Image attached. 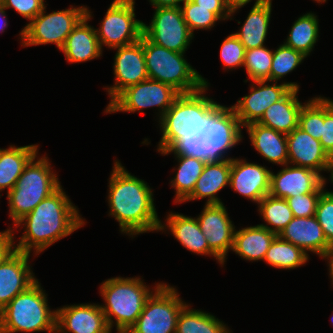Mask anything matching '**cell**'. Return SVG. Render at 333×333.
Returning <instances> with one entry per match:
<instances>
[{"instance_id":"obj_24","label":"cell","mask_w":333,"mask_h":333,"mask_svg":"<svg viewBox=\"0 0 333 333\" xmlns=\"http://www.w3.org/2000/svg\"><path fill=\"white\" fill-rule=\"evenodd\" d=\"M166 220V225L160 223L159 231L168 229L175 239L190 252L213 256L220 264L224 265V262L209 248L197 218L170 212Z\"/></svg>"},{"instance_id":"obj_26","label":"cell","mask_w":333,"mask_h":333,"mask_svg":"<svg viewBox=\"0 0 333 333\" xmlns=\"http://www.w3.org/2000/svg\"><path fill=\"white\" fill-rule=\"evenodd\" d=\"M247 128L250 141L255 150L272 164H288V150L286 134L257 122L243 127Z\"/></svg>"},{"instance_id":"obj_49","label":"cell","mask_w":333,"mask_h":333,"mask_svg":"<svg viewBox=\"0 0 333 333\" xmlns=\"http://www.w3.org/2000/svg\"><path fill=\"white\" fill-rule=\"evenodd\" d=\"M323 259H327V263L329 264V275L331 276V281L333 284V244H331L329 246V248L327 249L326 253L321 257Z\"/></svg>"},{"instance_id":"obj_2","label":"cell","mask_w":333,"mask_h":333,"mask_svg":"<svg viewBox=\"0 0 333 333\" xmlns=\"http://www.w3.org/2000/svg\"><path fill=\"white\" fill-rule=\"evenodd\" d=\"M84 224L79 210L60 186L15 224V227H25L16 250L31 254L33 248L38 255Z\"/></svg>"},{"instance_id":"obj_16","label":"cell","mask_w":333,"mask_h":333,"mask_svg":"<svg viewBox=\"0 0 333 333\" xmlns=\"http://www.w3.org/2000/svg\"><path fill=\"white\" fill-rule=\"evenodd\" d=\"M209 248L223 261L232 250L235 226L230 220L224 204H206L196 217Z\"/></svg>"},{"instance_id":"obj_35","label":"cell","mask_w":333,"mask_h":333,"mask_svg":"<svg viewBox=\"0 0 333 333\" xmlns=\"http://www.w3.org/2000/svg\"><path fill=\"white\" fill-rule=\"evenodd\" d=\"M258 205L262 219L268 224L259 225L276 235H279L294 218L286 199L268 194L258 202Z\"/></svg>"},{"instance_id":"obj_50","label":"cell","mask_w":333,"mask_h":333,"mask_svg":"<svg viewBox=\"0 0 333 333\" xmlns=\"http://www.w3.org/2000/svg\"><path fill=\"white\" fill-rule=\"evenodd\" d=\"M5 10L6 9L3 6L0 7V22H2L0 25V31L2 32H4L5 28L8 26Z\"/></svg>"},{"instance_id":"obj_41","label":"cell","mask_w":333,"mask_h":333,"mask_svg":"<svg viewBox=\"0 0 333 333\" xmlns=\"http://www.w3.org/2000/svg\"><path fill=\"white\" fill-rule=\"evenodd\" d=\"M315 216L321 225L324 235L333 244V192L325 191L321 194Z\"/></svg>"},{"instance_id":"obj_53","label":"cell","mask_w":333,"mask_h":333,"mask_svg":"<svg viewBox=\"0 0 333 333\" xmlns=\"http://www.w3.org/2000/svg\"><path fill=\"white\" fill-rule=\"evenodd\" d=\"M4 0H0V7L3 6Z\"/></svg>"},{"instance_id":"obj_46","label":"cell","mask_w":333,"mask_h":333,"mask_svg":"<svg viewBox=\"0 0 333 333\" xmlns=\"http://www.w3.org/2000/svg\"><path fill=\"white\" fill-rule=\"evenodd\" d=\"M194 3L204 8H212V12L220 19L227 20L231 12L226 7L224 0H192Z\"/></svg>"},{"instance_id":"obj_17","label":"cell","mask_w":333,"mask_h":333,"mask_svg":"<svg viewBox=\"0 0 333 333\" xmlns=\"http://www.w3.org/2000/svg\"><path fill=\"white\" fill-rule=\"evenodd\" d=\"M325 185L326 180L318 172L288 163L277 174L271 171L269 194L287 199L299 194L324 192Z\"/></svg>"},{"instance_id":"obj_31","label":"cell","mask_w":333,"mask_h":333,"mask_svg":"<svg viewBox=\"0 0 333 333\" xmlns=\"http://www.w3.org/2000/svg\"><path fill=\"white\" fill-rule=\"evenodd\" d=\"M178 160L176 175L172 178L171 187L174 188V203H183V201L192 193L196 182L204 170L207 162L191 156L174 154Z\"/></svg>"},{"instance_id":"obj_32","label":"cell","mask_w":333,"mask_h":333,"mask_svg":"<svg viewBox=\"0 0 333 333\" xmlns=\"http://www.w3.org/2000/svg\"><path fill=\"white\" fill-rule=\"evenodd\" d=\"M230 330L214 315L186 304L178 315L176 333H228Z\"/></svg>"},{"instance_id":"obj_20","label":"cell","mask_w":333,"mask_h":333,"mask_svg":"<svg viewBox=\"0 0 333 333\" xmlns=\"http://www.w3.org/2000/svg\"><path fill=\"white\" fill-rule=\"evenodd\" d=\"M270 173L265 166L231 159L229 186L252 202H258L270 192Z\"/></svg>"},{"instance_id":"obj_8","label":"cell","mask_w":333,"mask_h":333,"mask_svg":"<svg viewBox=\"0 0 333 333\" xmlns=\"http://www.w3.org/2000/svg\"><path fill=\"white\" fill-rule=\"evenodd\" d=\"M146 69L151 80L172 86L181 93H192L203 86H209L184 58L185 53H178L158 46L142 35Z\"/></svg>"},{"instance_id":"obj_48","label":"cell","mask_w":333,"mask_h":333,"mask_svg":"<svg viewBox=\"0 0 333 333\" xmlns=\"http://www.w3.org/2000/svg\"><path fill=\"white\" fill-rule=\"evenodd\" d=\"M186 0H149L151 5L154 8H166V7H175V8H181L182 4Z\"/></svg>"},{"instance_id":"obj_39","label":"cell","mask_w":333,"mask_h":333,"mask_svg":"<svg viewBox=\"0 0 333 333\" xmlns=\"http://www.w3.org/2000/svg\"><path fill=\"white\" fill-rule=\"evenodd\" d=\"M184 20L190 32L194 35V30L211 29L220 19L212 12V8L200 7L192 0H186L181 6Z\"/></svg>"},{"instance_id":"obj_3","label":"cell","mask_w":333,"mask_h":333,"mask_svg":"<svg viewBox=\"0 0 333 333\" xmlns=\"http://www.w3.org/2000/svg\"><path fill=\"white\" fill-rule=\"evenodd\" d=\"M241 128L233 108L220 105L203 127L180 139L168 151L161 154L191 156L205 162L226 159L225 154L228 150L243 138Z\"/></svg>"},{"instance_id":"obj_27","label":"cell","mask_w":333,"mask_h":333,"mask_svg":"<svg viewBox=\"0 0 333 333\" xmlns=\"http://www.w3.org/2000/svg\"><path fill=\"white\" fill-rule=\"evenodd\" d=\"M298 91L291 89L281 100L273 103L257 123L286 135L296 129L304 105L298 100Z\"/></svg>"},{"instance_id":"obj_5","label":"cell","mask_w":333,"mask_h":333,"mask_svg":"<svg viewBox=\"0 0 333 333\" xmlns=\"http://www.w3.org/2000/svg\"><path fill=\"white\" fill-rule=\"evenodd\" d=\"M38 279L0 311V333H56L57 310H51Z\"/></svg>"},{"instance_id":"obj_28","label":"cell","mask_w":333,"mask_h":333,"mask_svg":"<svg viewBox=\"0 0 333 333\" xmlns=\"http://www.w3.org/2000/svg\"><path fill=\"white\" fill-rule=\"evenodd\" d=\"M276 236L260 225L235 229L232 251L248 261L264 260Z\"/></svg>"},{"instance_id":"obj_6","label":"cell","mask_w":333,"mask_h":333,"mask_svg":"<svg viewBox=\"0 0 333 333\" xmlns=\"http://www.w3.org/2000/svg\"><path fill=\"white\" fill-rule=\"evenodd\" d=\"M152 292L140 277L119 276L102 282L100 294L105 304L100 307L110 329L112 330L115 324L118 333H127L136 323Z\"/></svg>"},{"instance_id":"obj_29","label":"cell","mask_w":333,"mask_h":333,"mask_svg":"<svg viewBox=\"0 0 333 333\" xmlns=\"http://www.w3.org/2000/svg\"><path fill=\"white\" fill-rule=\"evenodd\" d=\"M272 12V0L254 4L239 32L234 33L246 50L264 46Z\"/></svg>"},{"instance_id":"obj_52","label":"cell","mask_w":333,"mask_h":333,"mask_svg":"<svg viewBox=\"0 0 333 333\" xmlns=\"http://www.w3.org/2000/svg\"><path fill=\"white\" fill-rule=\"evenodd\" d=\"M314 1H316L317 3L326 2V0H314Z\"/></svg>"},{"instance_id":"obj_18","label":"cell","mask_w":333,"mask_h":333,"mask_svg":"<svg viewBox=\"0 0 333 333\" xmlns=\"http://www.w3.org/2000/svg\"><path fill=\"white\" fill-rule=\"evenodd\" d=\"M56 310V333H111L99 304L66 305Z\"/></svg>"},{"instance_id":"obj_45","label":"cell","mask_w":333,"mask_h":333,"mask_svg":"<svg viewBox=\"0 0 333 333\" xmlns=\"http://www.w3.org/2000/svg\"><path fill=\"white\" fill-rule=\"evenodd\" d=\"M13 238L14 230L11 227L0 232V265L17 251Z\"/></svg>"},{"instance_id":"obj_36","label":"cell","mask_w":333,"mask_h":333,"mask_svg":"<svg viewBox=\"0 0 333 333\" xmlns=\"http://www.w3.org/2000/svg\"><path fill=\"white\" fill-rule=\"evenodd\" d=\"M324 124V97H314L304 103L299 115L298 127L320 140Z\"/></svg>"},{"instance_id":"obj_10","label":"cell","mask_w":333,"mask_h":333,"mask_svg":"<svg viewBox=\"0 0 333 333\" xmlns=\"http://www.w3.org/2000/svg\"><path fill=\"white\" fill-rule=\"evenodd\" d=\"M86 7L84 5L70 6L68 9L46 14L45 5L44 9L19 33L22 46L51 43L61 50L68 35L86 15Z\"/></svg>"},{"instance_id":"obj_15","label":"cell","mask_w":333,"mask_h":333,"mask_svg":"<svg viewBox=\"0 0 333 333\" xmlns=\"http://www.w3.org/2000/svg\"><path fill=\"white\" fill-rule=\"evenodd\" d=\"M114 49L117 50L113 65L115 84L105 88L111 99L109 104L126 88L149 79L142 37L135 43Z\"/></svg>"},{"instance_id":"obj_44","label":"cell","mask_w":333,"mask_h":333,"mask_svg":"<svg viewBox=\"0 0 333 333\" xmlns=\"http://www.w3.org/2000/svg\"><path fill=\"white\" fill-rule=\"evenodd\" d=\"M45 0H4L5 9L13 8L25 19L31 21L45 7Z\"/></svg>"},{"instance_id":"obj_4","label":"cell","mask_w":333,"mask_h":333,"mask_svg":"<svg viewBox=\"0 0 333 333\" xmlns=\"http://www.w3.org/2000/svg\"><path fill=\"white\" fill-rule=\"evenodd\" d=\"M207 89V86H203L195 92L179 94L158 121L162 132L158 142L159 153L168 151L177 141L203 127L210 115L220 106L204 95Z\"/></svg>"},{"instance_id":"obj_38","label":"cell","mask_w":333,"mask_h":333,"mask_svg":"<svg viewBox=\"0 0 333 333\" xmlns=\"http://www.w3.org/2000/svg\"><path fill=\"white\" fill-rule=\"evenodd\" d=\"M306 58L301 52L286 46L284 43L273 51L270 71V83L278 82L292 72Z\"/></svg>"},{"instance_id":"obj_30","label":"cell","mask_w":333,"mask_h":333,"mask_svg":"<svg viewBox=\"0 0 333 333\" xmlns=\"http://www.w3.org/2000/svg\"><path fill=\"white\" fill-rule=\"evenodd\" d=\"M38 148L36 144L0 148V191L12 190L26 165L35 155H38Z\"/></svg>"},{"instance_id":"obj_12","label":"cell","mask_w":333,"mask_h":333,"mask_svg":"<svg viewBox=\"0 0 333 333\" xmlns=\"http://www.w3.org/2000/svg\"><path fill=\"white\" fill-rule=\"evenodd\" d=\"M135 0H113L101 26L96 29L102 46L114 49L137 42L143 35L142 21L135 19Z\"/></svg>"},{"instance_id":"obj_43","label":"cell","mask_w":333,"mask_h":333,"mask_svg":"<svg viewBox=\"0 0 333 333\" xmlns=\"http://www.w3.org/2000/svg\"><path fill=\"white\" fill-rule=\"evenodd\" d=\"M320 143L327 154L333 158V100L324 98V124H322Z\"/></svg>"},{"instance_id":"obj_42","label":"cell","mask_w":333,"mask_h":333,"mask_svg":"<svg viewBox=\"0 0 333 333\" xmlns=\"http://www.w3.org/2000/svg\"><path fill=\"white\" fill-rule=\"evenodd\" d=\"M323 192H312L288 197L286 200L294 217H312L316 213L319 198Z\"/></svg>"},{"instance_id":"obj_19","label":"cell","mask_w":333,"mask_h":333,"mask_svg":"<svg viewBox=\"0 0 333 333\" xmlns=\"http://www.w3.org/2000/svg\"><path fill=\"white\" fill-rule=\"evenodd\" d=\"M286 138L288 163L314 170L326 180L321 171H330L332 158L323 149L320 141L299 127L287 134Z\"/></svg>"},{"instance_id":"obj_11","label":"cell","mask_w":333,"mask_h":333,"mask_svg":"<svg viewBox=\"0 0 333 333\" xmlns=\"http://www.w3.org/2000/svg\"><path fill=\"white\" fill-rule=\"evenodd\" d=\"M180 93L172 86L147 79L123 90L110 104L105 113L142 111L150 107L159 108V121L172 106Z\"/></svg>"},{"instance_id":"obj_9","label":"cell","mask_w":333,"mask_h":333,"mask_svg":"<svg viewBox=\"0 0 333 333\" xmlns=\"http://www.w3.org/2000/svg\"><path fill=\"white\" fill-rule=\"evenodd\" d=\"M155 285L143 311L127 333H176L178 315L186 303L176 288L164 282Z\"/></svg>"},{"instance_id":"obj_14","label":"cell","mask_w":333,"mask_h":333,"mask_svg":"<svg viewBox=\"0 0 333 333\" xmlns=\"http://www.w3.org/2000/svg\"><path fill=\"white\" fill-rule=\"evenodd\" d=\"M267 82L269 83L268 80L252 81L250 94L231 106L242 127L258 122L267 108L281 100L291 89L299 90V85L295 82H283L279 85L277 82L272 85Z\"/></svg>"},{"instance_id":"obj_21","label":"cell","mask_w":333,"mask_h":333,"mask_svg":"<svg viewBox=\"0 0 333 333\" xmlns=\"http://www.w3.org/2000/svg\"><path fill=\"white\" fill-rule=\"evenodd\" d=\"M30 254L16 251L0 265V311L37 279L29 265Z\"/></svg>"},{"instance_id":"obj_13","label":"cell","mask_w":333,"mask_h":333,"mask_svg":"<svg viewBox=\"0 0 333 333\" xmlns=\"http://www.w3.org/2000/svg\"><path fill=\"white\" fill-rule=\"evenodd\" d=\"M143 35L154 44L178 53H185L194 37L181 8L175 7L155 8L151 23H143Z\"/></svg>"},{"instance_id":"obj_34","label":"cell","mask_w":333,"mask_h":333,"mask_svg":"<svg viewBox=\"0 0 333 333\" xmlns=\"http://www.w3.org/2000/svg\"><path fill=\"white\" fill-rule=\"evenodd\" d=\"M309 260V255L300 247L277 235L267 250L263 261L278 269H295Z\"/></svg>"},{"instance_id":"obj_7","label":"cell","mask_w":333,"mask_h":333,"mask_svg":"<svg viewBox=\"0 0 333 333\" xmlns=\"http://www.w3.org/2000/svg\"><path fill=\"white\" fill-rule=\"evenodd\" d=\"M37 159V161H36ZM46 155H35L26 165L15 186L7 192L9 217L15 224L61 185Z\"/></svg>"},{"instance_id":"obj_22","label":"cell","mask_w":333,"mask_h":333,"mask_svg":"<svg viewBox=\"0 0 333 333\" xmlns=\"http://www.w3.org/2000/svg\"><path fill=\"white\" fill-rule=\"evenodd\" d=\"M92 12L86 7V15L74 27L66 38L61 49L66 60L71 63L86 62L99 58L102 55V48L98 41L96 29L88 25Z\"/></svg>"},{"instance_id":"obj_40","label":"cell","mask_w":333,"mask_h":333,"mask_svg":"<svg viewBox=\"0 0 333 333\" xmlns=\"http://www.w3.org/2000/svg\"><path fill=\"white\" fill-rule=\"evenodd\" d=\"M246 49L234 33L230 34L221 44L220 59L225 69H235L244 64Z\"/></svg>"},{"instance_id":"obj_33","label":"cell","mask_w":333,"mask_h":333,"mask_svg":"<svg viewBox=\"0 0 333 333\" xmlns=\"http://www.w3.org/2000/svg\"><path fill=\"white\" fill-rule=\"evenodd\" d=\"M319 23L314 13L300 16L292 25L284 44L308 56L318 40Z\"/></svg>"},{"instance_id":"obj_47","label":"cell","mask_w":333,"mask_h":333,"mask_svg":"<svg viewBox=\"0 0 333 333\" xmlns=\"http://www.w3.org/2000/svg\"><path fill=\"white\" fill-rule=\"evenodd\" d=\"M252 0H224L226 7L231 12L230 19L232 20L231 16L237 12V10L241 7H244L247 3L251 2ZM265 0H256L254 4H258Z\"/></svg>"},{"instance_id":"obj_1","label":"cell","mask_w":333,"mask_h":333,"mask_svg":"<svg viewBox=\"0 0 333 333\" xmlns=\"http://www.w3.org/2000/svg\"><path fill=\"white\" fill-rule=\"evenodd\" d=\"M108 187L109 215L119 222L121 233L135 237L140 233L159 231L161 220L148 183L131 175L116 160Z\"/></svg>"},{"instance_id":"obj_37","label":"cell","mask_w":333,"mask_h":333,"mask_svg":"<svg viewBox=\"0 0 333 333\" xmlns=\"http://www.w3.org/2000/svg\"><path fill=\"white\" fill-rule=\"evenodd\" d=\"M272 56L273 51L265 45L246 50L243 67L251 81L268 80L270 82Z\"/></svg>"},{"instance_id":"obj_25","label":"cell","mask_w":333,"mask_h":333,"mask_svg":"<svg viewBox=\"0 0 333 333\" xmlns=\"http://www.w3.org/2000/svg\"><path fill=\"white\" fill-rule=\"evenodd\" d=\"M231 157L207 162L199 176L192 193L183 201H194L207 197L206 204H222L217 193L225 186H229Z\"/></svg>"},{"instance_id":"obj_23","label":"cell","mask_w":333,"mask_h":333,"mask_svg":"<svg viewBox=\"0 0 333 333\" xmlns=\"http://www.w3.org/2000/svg\"><path fill=\"white\" fill-rule=\"evenodd\" d=\"M279 236L283 240L300 247L307 254L309 251L319 257H322L330 246L315 215L312 217H294Z\"/></svg>"},{"instance_id":"obj_51","label":"cell","mask_w":333,"mask_h":333,"mask_svg":"<svg viewBox=\"0 0 333 333\" xmlns=\"http://www.w3.org/2000/svg\"><path fill=\"white\" fill-rule=\"evenodd\" d=\"M330 180L333 182V158H332V161H331V169H330Z\"/></svg>"}]
</instances>
